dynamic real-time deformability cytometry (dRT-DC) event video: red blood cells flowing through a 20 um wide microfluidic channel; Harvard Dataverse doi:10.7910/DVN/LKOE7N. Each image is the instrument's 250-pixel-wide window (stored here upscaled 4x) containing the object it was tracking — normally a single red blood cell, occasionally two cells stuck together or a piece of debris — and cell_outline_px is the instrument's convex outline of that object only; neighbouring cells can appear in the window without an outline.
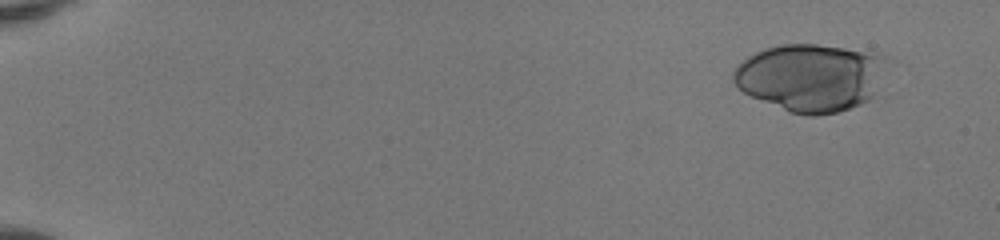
{"species": "human", "species_latin": "Homo sapiens", "temperature_condition": "room temperature", "stored_images_in_passage": 19, "camera_frame_rate_fps": 3000, "um_per_image_px": 0.085, "donor": {"sex": "female"}, "frame": {"image": 1, "passage_image": 1, "time_ms": 0.0, "image_size_px": [1000, 240], "cell_outline_px": [[888, 56], [872, 96], [868, 100], [860, 104], [836, 112], [816, 116], [808, 116], [788, 112], [752, 96], [744, 92], [732, 80], [732, 72], [748, 56], [764, 48], [780, 44], [816, 44], [876, 52]], "centroid_in_image_um": [68.89, 6.57], "position_along_channel_um": 16.1, "area_um2": 60.17}}
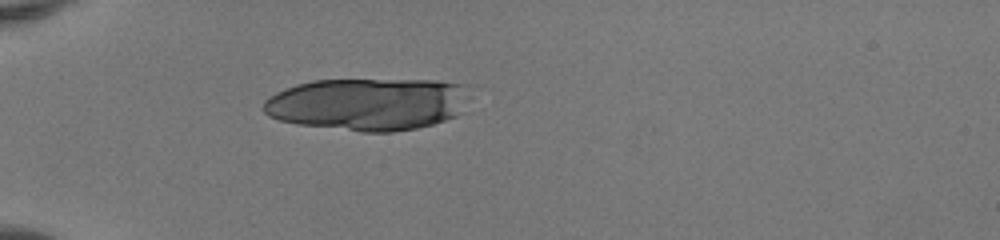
{"frame": {"image": 2, "passage_image": 14, "time_ms": 4.333, "image_size_px": [1000, 240], "cell_outline_px": [[476, 84], [472, 96], [456, 116], [432, 124], [416, 128], [392, 132], [364, 132], [296, 124], [280, 120], [268, 116], [260, 108], [264, 100], [268, 96], [276, 92], [296, 84], [312, 80], [436, 80]], "centroid_in_image_um": [31.35, 8.82], "position_along_channel_um": 53.7, "area_um2": 64.33}}